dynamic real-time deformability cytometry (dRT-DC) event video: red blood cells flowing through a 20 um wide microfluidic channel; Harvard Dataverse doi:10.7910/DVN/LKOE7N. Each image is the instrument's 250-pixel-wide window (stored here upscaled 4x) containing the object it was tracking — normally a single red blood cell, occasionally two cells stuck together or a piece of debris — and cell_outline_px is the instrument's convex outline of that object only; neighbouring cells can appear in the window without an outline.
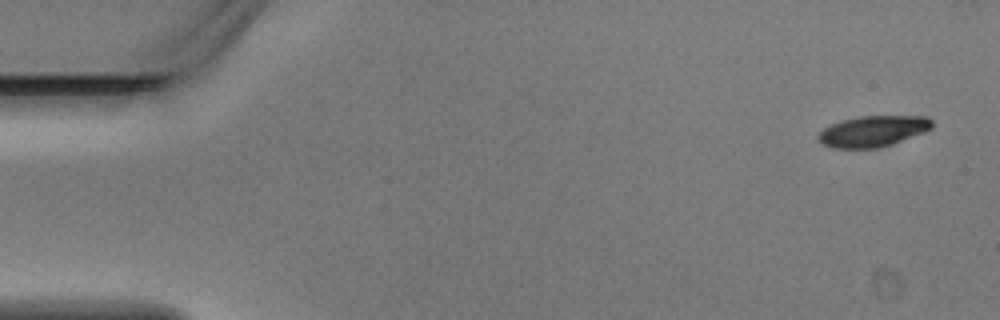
{"species": "Egyptian fruit bat (a non-hibernating species)", "species_latin": "Rousettus aegyptiacus", "temperature_condition": "warm", "stored_images_in_passage": 4, "camera_frame_rate_fps": 3000, "um_per_image_px": 0.085, "animal": {"sex": "male"}, "frame": {"image": 1, "passage_image": 1, "time_ms": 0.0, "image_size_px": [1000, 320], "cell_outline_px": [[932, 128], [924, 132], [892, 144], [880, 148], [832, 148], [816, 140], [816, 136], [824, 128], [832, 124], [844, 120], [860, 116], [928, 116], [932, 120]], "centroid_in_image_um": [74.2, 11.16], "position_along_channel_um": 10.8, "area_um2": 20.52}}
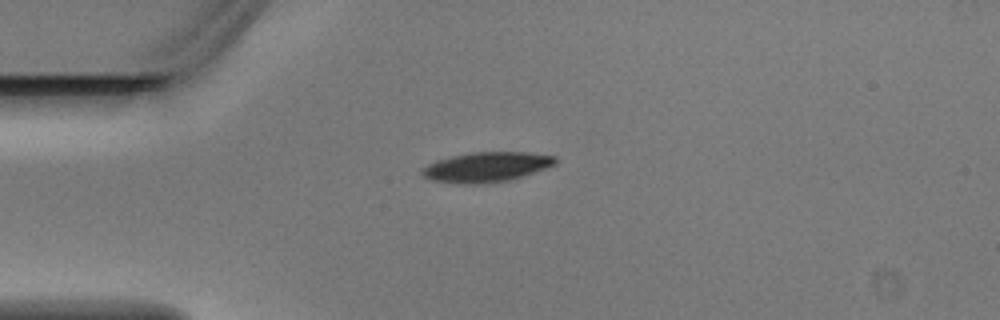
{"frame": {"image": 2, "passage_image": 4, "time_ms": 1.0, "image_size_px": [1000, 320], "cell_outline_px": [[556, 164], [508, 180], [484, 184], [460, 184], [432, 180], [424, 176], [420, 172], [420, 168], [436, 160], [452, 156], [476, 152], [524, 152], [556, 156]], "centroid_in_image_um": [41.29, 14.2], "position_along_channel_um": 43.7, "area_um2": 23.0}}